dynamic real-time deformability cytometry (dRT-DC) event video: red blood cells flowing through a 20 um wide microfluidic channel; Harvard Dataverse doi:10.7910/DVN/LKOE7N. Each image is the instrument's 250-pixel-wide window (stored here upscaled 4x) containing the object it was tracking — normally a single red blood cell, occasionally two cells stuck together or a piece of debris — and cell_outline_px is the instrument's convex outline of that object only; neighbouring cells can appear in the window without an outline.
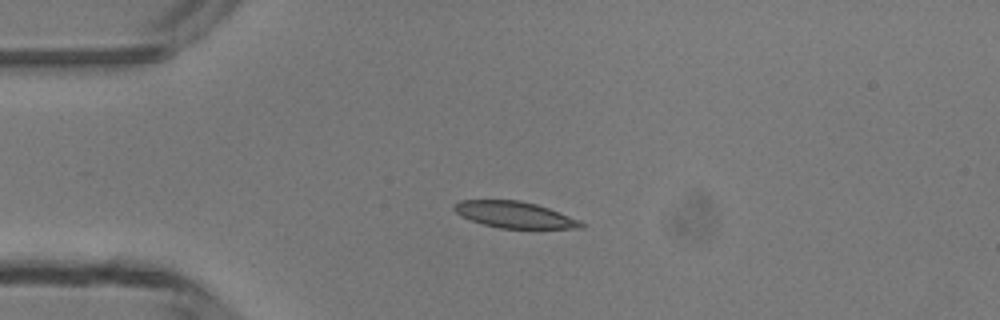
{"species": "common noctule bat (a hibernating species)", "species_latin": "Nyctalus noctula", "temperature_condition": "room temperature", "stored_images_in_passage": 3, "camera_frame_rate_fps": 3000, "um_per_image_px": 0.085, "animal": {"sex": "male", "body_mass_g": 13.3}, "frame": {"image": 1, "passage_image": 1, "time_ms": 0.0, "image_size_px": [1000, 320], "cell_outline_px": [[584, 228], [500, 228], [484, 224], [460, 216], [452, 208], [452, 204], [460, 200], [520, 200], [536, 204], [548, 208], [580, 220], [584, 224]], "centroid_in_image_um": [43.7, 18.24], "position_along_channel_um": 41.3, "area_um2": 19.42}}
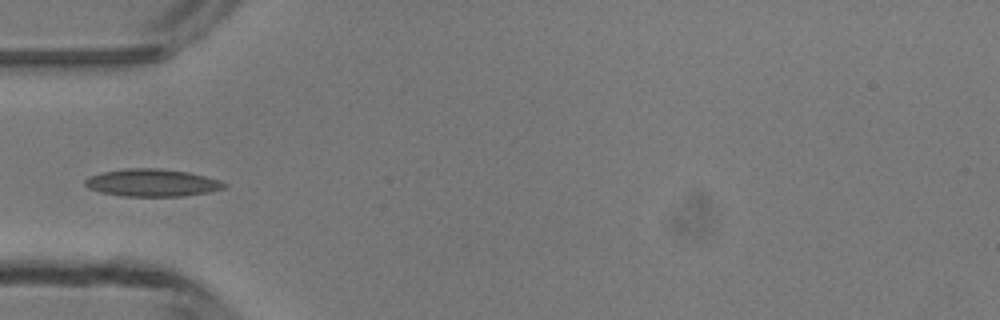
{"frame": {"image": 2, "passage_image": 2, "time_ms": 1.333, "image_size_px": [1000, 320], "cell_outline_px": [[228, 184], [224, 188], [208, 192], [184, 196], [124, 196], [100, 192], [88, 188], [84, 184], [84, 180], [88, 176], [100, 172], [128, 168], [160, 168], [188, 172], [220, 180]], "centroid_in_image_um": [12.9, 15.53], "position_along_channel_um": 72.1, "area_um2": 22.37}}
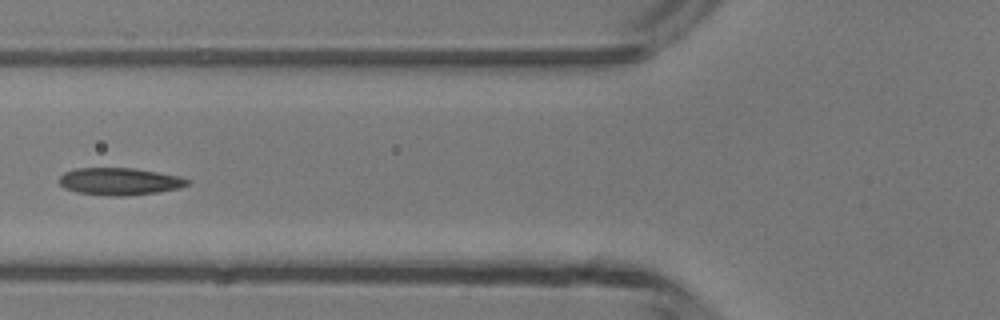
{"frame": {"image": 3, "passage_image": 3, "time_ms": 2.333, "image_size_px": [1000, 320], "cell_outline_px": [[192, 184], [180, 188], [156, 192], [128, 196], [112, 196], [76, 192], [64, 188], [60, 184], [60, 176], [64, 172], [76, 168], [136, 168], [180, 176], [192, 180]], "centroid_in_image_um": [10.22, 15.42], "position_along_channel_um": 115.6, "area_um2": 20.58}}